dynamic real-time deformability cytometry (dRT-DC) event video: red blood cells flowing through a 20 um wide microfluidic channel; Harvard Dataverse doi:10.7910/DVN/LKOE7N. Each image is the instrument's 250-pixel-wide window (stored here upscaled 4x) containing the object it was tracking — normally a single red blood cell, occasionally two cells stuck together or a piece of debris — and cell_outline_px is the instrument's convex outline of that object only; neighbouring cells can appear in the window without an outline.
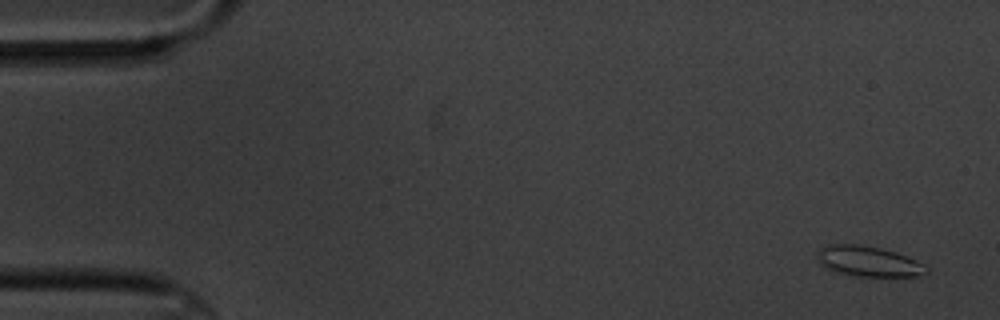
{"species": "common noctule bat (a hibernating species)", "species_latin": "Nyctalus noctula", "temperature_condition": "cold", "stored_images_in_passage": 5, "camera_frame_rate_fps": 3000, "um_per_image_px": 0.085, "animal": {"sex": "male", "body_mass_g": 20.1, "forearm_length_mm": 53.5}, "frame": {"image": 1, "passage_image": 1, "time_ms": 0.0, "image_size_px": [1000, 320], "cell_outline_px": [[928, 272], [920, 276], [856, 276], [836, 272], [828, 268], [816, 256], [820, 248], [828, 244], [860, 244], [880, 248], [896, 252], [916, 260], [924, 264], [928, 268]], "centroid_in_image_um": [73.85, 22.21], "position_along_channel_um": 11.2, "area_um2": 19.19}}
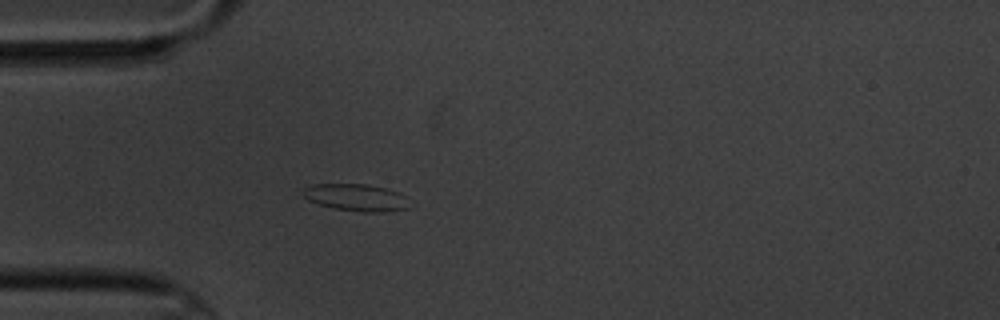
{"frame": {"image": 2, "passage_image": 5, "time_ms": 4.667, "image_size_px": [1000, 320], "cell_outline_px": [[408, 208], [380, 212], [364, 212], [336, 208], [320, 204], [308, 200], [300, 192], [304, 188], [312, 184], [368, 184], [384, 188], [396, 192], [404, 196]], "centroid_in_image_um": [30.2, 16.77], "position_along_channel_um": 54.8, "area_um2": 16.42}}